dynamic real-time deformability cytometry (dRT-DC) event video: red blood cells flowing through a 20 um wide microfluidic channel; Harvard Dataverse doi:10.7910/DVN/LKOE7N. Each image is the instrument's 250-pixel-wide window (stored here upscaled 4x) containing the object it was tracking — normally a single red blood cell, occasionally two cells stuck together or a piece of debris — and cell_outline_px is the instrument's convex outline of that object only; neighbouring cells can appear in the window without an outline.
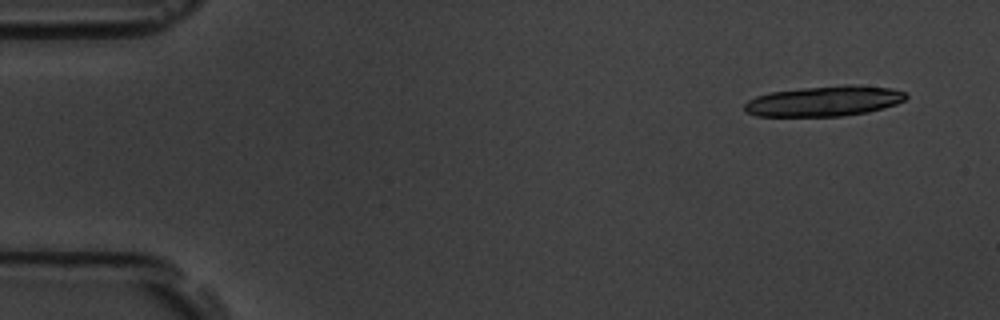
{"species": "common noctule bat (a hibernating species)", "species_latin": "Nyctalus noctula", "temperature_condition": "room temperature", "stored_images_in_passage": 6, "camera_frame_rate_fps": 3000, "um_per_image_px": 0.085, "animal": {"sex": "male", "body_mass_g": 19.5, "forearm_length_mm": 54.6}, "frame": {"image": 1, "passage_image": 1, "time_ms": 0.0, "image_size_px": [1000, 320], "cell_outline_px": [[908, 96], [904, 100], [896, 104], [868, 112], [840, 116], [756, 116], [748, 112], [744, 108], [744, 104], [748, 100], [756, 96], [768, 92], [800, 88], [848, 84], [852, 84], [888, 88], [904, 92]], "centroid_in_image_um": [70.03, 8.59], "position_along_channel_um": 15.0, "area_um2": 28.5}}
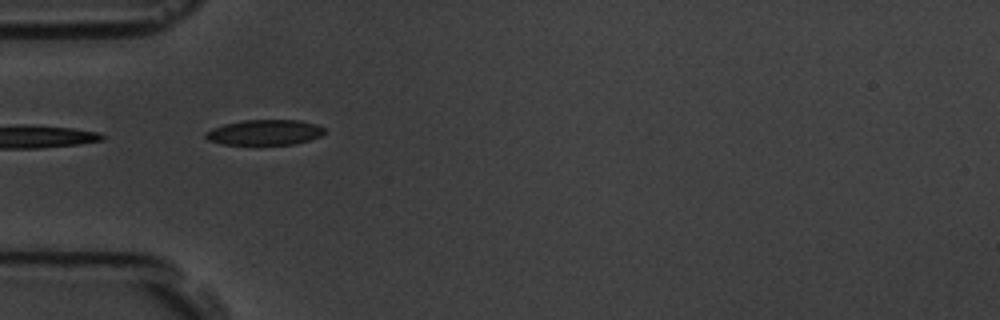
{"frame": {"image": 2, "passage_image": 5, "time_ms": 1.333, "image_size_px": [1000, 320], "cell_outline_px": [[324, 132], [320, 136], [308, 140], [292, 144], [224, 144], [208, 140], [204, 136], [204, 132], [212, 128], [224, 124], [244, 120], [300, 120], [316, 124], [324, 128]], "centroid_in_image_um": [22.47, 11.24], "position_along_channel_um": 62.5, "area_um2": 17.4}}